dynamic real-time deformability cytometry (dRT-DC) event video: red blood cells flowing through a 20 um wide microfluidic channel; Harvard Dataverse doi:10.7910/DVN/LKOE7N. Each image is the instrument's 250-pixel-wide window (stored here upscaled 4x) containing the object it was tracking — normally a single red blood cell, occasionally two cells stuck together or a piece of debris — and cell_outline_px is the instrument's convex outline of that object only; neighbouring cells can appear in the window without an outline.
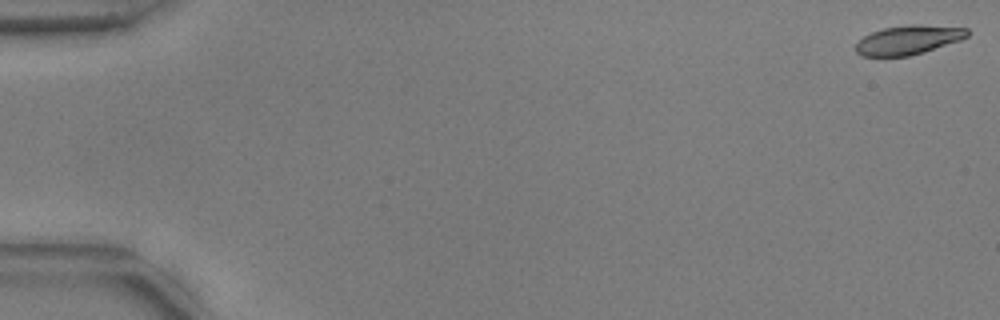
{"species": "common noctule bat (a hibernating species)", "species_latin": "Nyctalus noctula", "temperature_condition": "warm", "stored_images_in_passage": 54, "camera_frame_rate_fps": 3000, "um_per_image_px": 0.085, "animal": {"sex": "male", "body_mass_g": 17.9, "forearm_length_mm": 54.2}, "frame": {"image": 1, "passage_image": 1, "time_ms": 0.0, "image_size_px": [1000, 320], "cell_outline_px": [[968, 36], [960, 40], [924, 52], [908, 56], [860, 56], [856, 52], [856, 44], [864, 36], [872, 32], [884, 28], [912, 24], [920, 24], [968, 28]], "centroid_in_image_um": [77.21, 3.39], "position_along_channel_um": 7.8, "area_um2": 18.84}}
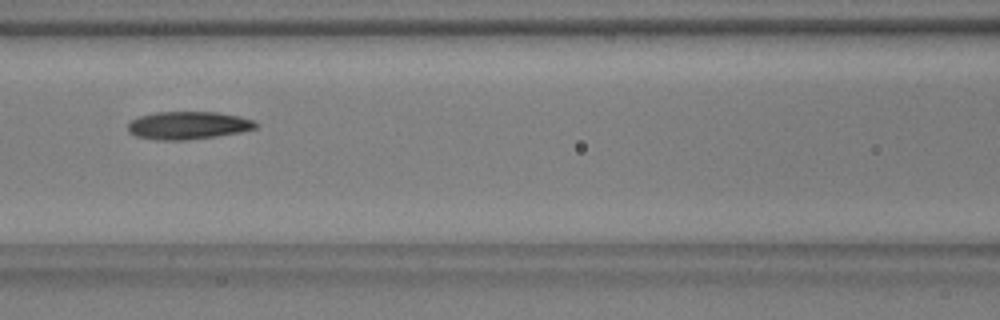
{"frame": {"image": 2, "passage_image": 25, "time_ms": 8.0, "image_size_px": [1000, 320], "cell_outline_px": [[260, 124], [256, 128], [240, 132], [216, 136], [184, 140], [156, 140], [136, 136], [128, 132], [128, 124], [132, 120], [140, 116], [156, 112], [216, 112], [240, 116], [252, 120]], "centroid_in_image_um": [15.99, 10.66], "position_along_channel_um": 150.6, "area_um2": 20.69}}
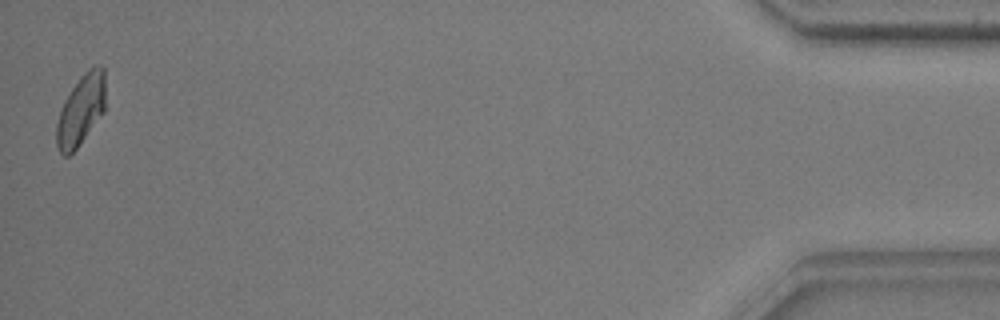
{"frame": {"image": 3, "passage_image": 54, "time_ms": 17.667, "image_size_px": [1000, 320], "cell_outline_px": [[104, 112], [76, 148], [68, 156], [64, 156], [60, 152], [56, 144], [56, 124], [64, 100], [72, 88], [84, 72], [88, 68], [96, 64], [100, 64], [104, 68]], "centroid_in_image_um": [6.87, 9.33], "position_along_channel_um": 428.3, "area_um2": 19.88}, "authors_computed_cell_mechanics": {"area_um2": 20.3456, "velocity_mm_per_s": 3.7541, "shape_relaxation_time_tau1_ms": 3.2272, "shape_relaxation_time_tau2_ms": 5.9106, "deformation_change_tau1": 0.1359, "deformation_change_tau2": 0.1295}}